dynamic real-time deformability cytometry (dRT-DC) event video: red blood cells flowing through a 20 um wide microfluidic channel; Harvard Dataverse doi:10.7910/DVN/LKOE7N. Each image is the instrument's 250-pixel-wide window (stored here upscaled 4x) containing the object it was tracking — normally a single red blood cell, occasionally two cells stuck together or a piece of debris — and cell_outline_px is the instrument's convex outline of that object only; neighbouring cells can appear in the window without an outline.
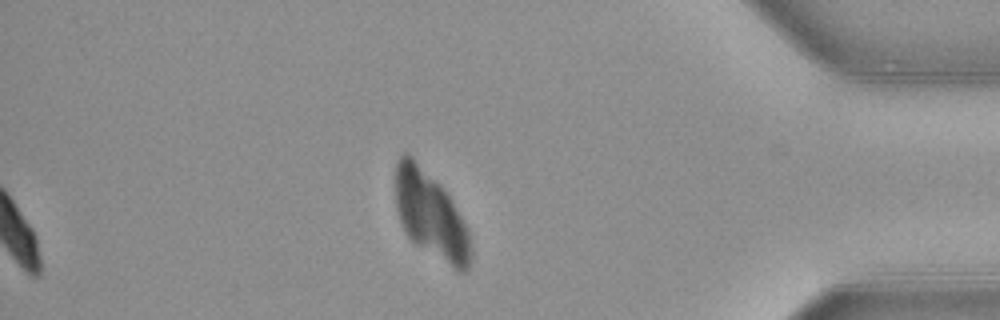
{"species": "common noctule bat (a hibernating species)", "species_latin": "Nyctalus noctula", "temperature_condition": "warm", "stored_images_in_passage": 40, "camera_frame_rate_fps": 3000, "um_per_image_px": 0.085, "animal": {"sex": "female", "body_mass_g": 21.9}, "frame": {"image": 1, "passage_image": 40, "time_ms": 13.0, "image_size_px": [1000, 320], "cell_outline_px": [[472, 256], [468, 268], [464, 272], [460, 272], [416, 244], [404, 232], [400, 224], [396, 208], [396, 164], [400, 156], [404, 152], [408, 152], [444, 188], [468, 228]], "centroid_in_image_um": [36.6, 18.26], "position_along_channel_um": 398.6, "area_um2": 37.97}}